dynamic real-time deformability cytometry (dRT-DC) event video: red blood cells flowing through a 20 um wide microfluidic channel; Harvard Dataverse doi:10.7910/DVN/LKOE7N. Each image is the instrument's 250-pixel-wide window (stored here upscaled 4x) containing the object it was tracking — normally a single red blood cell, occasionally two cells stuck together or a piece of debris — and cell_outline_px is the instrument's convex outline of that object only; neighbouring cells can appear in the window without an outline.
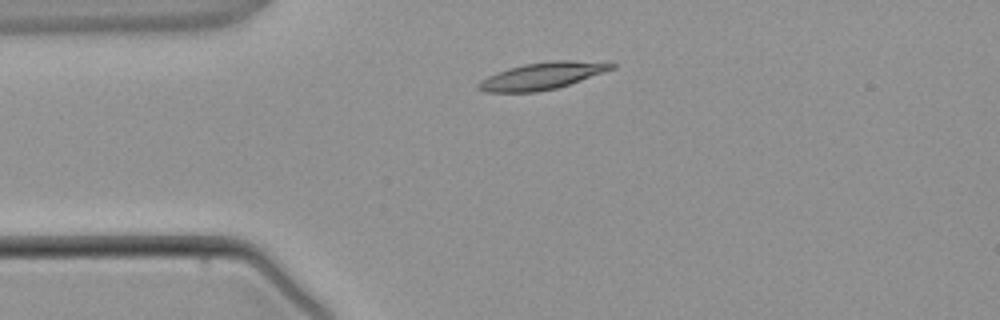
{"species": "common noctule bat (a hibernating species)", "species_latin": "Nyctalus noctula", "temperature_condition": "warm", "stored_images_in_passage": 4, "camera_frame_rate_fps": 3000, "um_per_image_px": 0.085, "animal": {"sex": "male", "body_mass_g": 21.5, "forearm_length_mm": 52.0}, "frame": {"image": 1, "passage_image": 4, "time_ms": 3.667, "image_size_px": [1000, 320], "cell_outline_px": [[616, 68], [556, 88], [536, 92], [484, 92], [476, 88], [476, 84], [480, 80], [496, 72], [508, 68], [524, 64], [552, 60], [612, 60], [616, 64]], "centroid_in_image_um": [46.15, 6.42], "position_along_channel_um": 38.9, "area_um2": 21.39}}